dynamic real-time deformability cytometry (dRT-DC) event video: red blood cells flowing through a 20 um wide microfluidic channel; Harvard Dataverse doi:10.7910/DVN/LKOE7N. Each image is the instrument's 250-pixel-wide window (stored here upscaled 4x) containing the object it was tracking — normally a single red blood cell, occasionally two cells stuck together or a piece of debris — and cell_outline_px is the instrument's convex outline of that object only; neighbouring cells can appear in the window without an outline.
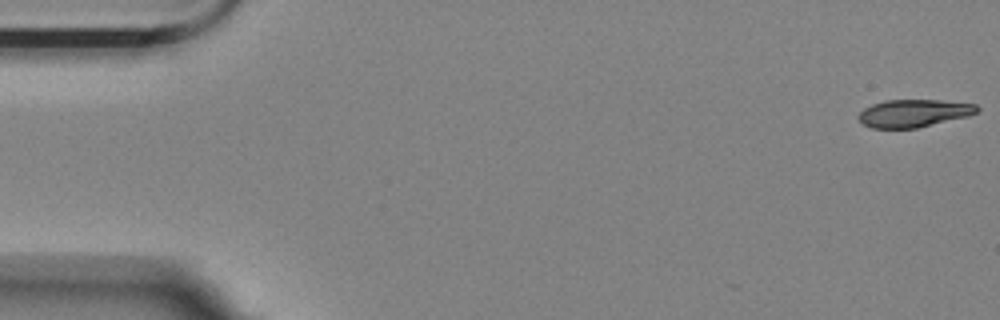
{"species": "Egyptian fruit bat (a non-hibernating species)", "species_latin": "Rousettus aegyptiacus", "temperature_condition": "room temperature", "stored_images_in_passage": 43, "camera_frame_rate_fps": 3000, "um_per_image_px": 0.085, "animal": {"sex": "female"}, "frame": {"image": 1, "passage_image": 1, "time_ms": 0.0, "image_size_px": [1000, 320], "cell_outline_px": [[980, 108], [976, 112], [968, 116], [916, 128], [872, 128], [864, 124], [856, 116], [864, 108], [872, 104], [884, 100], [940, 100], [976, 104]], "centroid_in_image_um": [77.65, 9.61], "position_along_channel_um": 7.3, "area_um2": 19.02}}
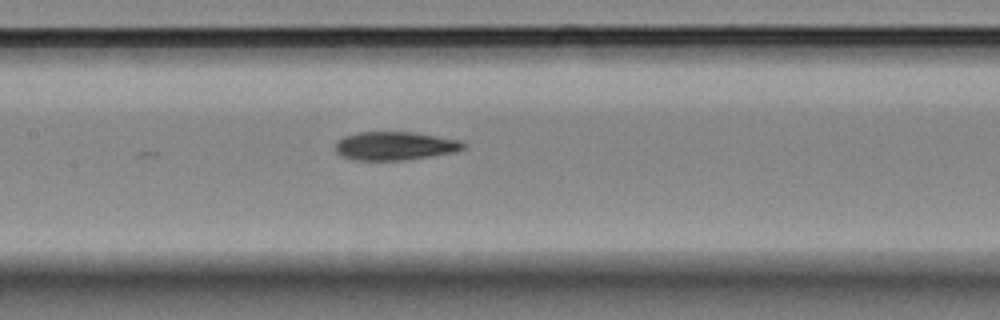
{"frame": {"image": 2, "passage_image": 26, "time_ms": 8.333, "image_size_px": [1000, 320], "cell_outline_px": [[468, 144], [464, 148], [452, 152], [404, 160], [352, 160], [340, 156], [336, 152], [336, 144], [344, 136], [356, 132], [412, 132], [460, 140]], "centroid_in_image_um": [33.54, 12.4], "position_along_channel_um": 173.9, "area_um2": 21.1}}
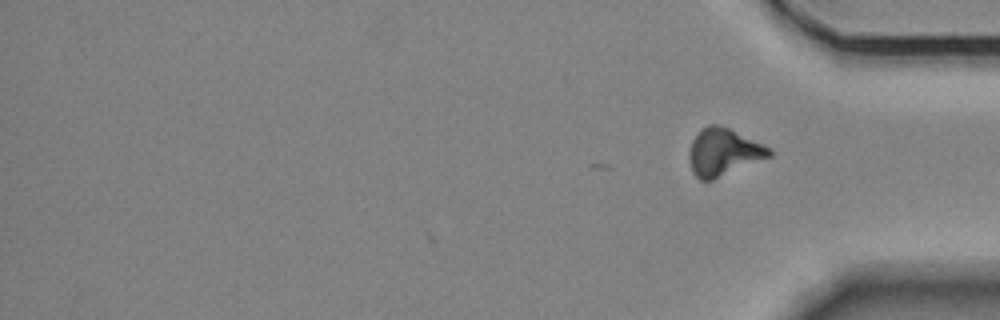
{"frame": {"image": 3, "passage_image": 43, "time_ms": 14.0, "image_size_px": [1000, 320], "cell_outline_px": [[772, 156], [712, 180], [700, 180], [692, 172], [688, 156], [688, 152], [692, 140], [700, 128], [708, 124], [716, 124], [728, 128], [764, 144], [772, 148]], "centroid_in_image_um": [61.48, 12.92], "position_along_channel_um": 373.7, "area_um2": 22.2}, "authors_computed_cell_mechanics": {"area_um2": 21.2704, "velocity_mm_per_s": 3.5798, "shape_relaxation_time_tau1_ms": null, "shape_relaxation_time_tau2_ms": 7.6864, "deformation_change_tau1": null, "deformation_change_tau2": 0.151}}